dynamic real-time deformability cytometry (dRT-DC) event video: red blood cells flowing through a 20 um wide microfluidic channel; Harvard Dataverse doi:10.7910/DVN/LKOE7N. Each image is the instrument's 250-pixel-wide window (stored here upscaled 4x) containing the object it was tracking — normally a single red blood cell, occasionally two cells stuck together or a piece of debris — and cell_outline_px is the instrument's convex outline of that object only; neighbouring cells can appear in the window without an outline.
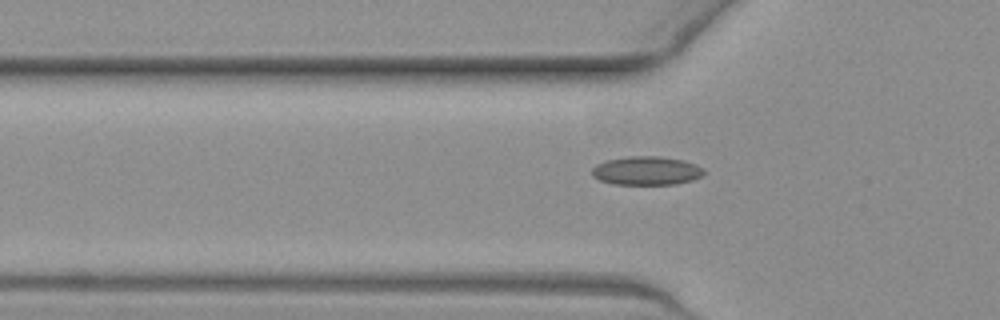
{"species": "common noctule bat (a hibernating species)", "species_latin": "Nyctalus noctula", "temperature_condition": "warm", "stored_images_in_passage": 37, "camera_frame_rate_fps": 3000, "um_per_image_px": 0.085, "animal": {"sex": "female", "body_mass_g": 19.3, "forearm_length_mm": 54.1}, "frame": {"image": 1, "passage_image": 4, "time_ms": 1.0, "image_size_px": [1000, 320], "cell_outline_px": [[704, 176], [692, 180], [676, 184], [612, 184], [600, 180], [592, 176], [592, 168], [596, 164], [604, 160], [628, 156], [656, 156], [680, 160], [696, 164], [704, 168]], "centroid_in_image_um": [54.94, 14.51], "position_along_channel_um": 70.9, "area_um2": 18.79}}
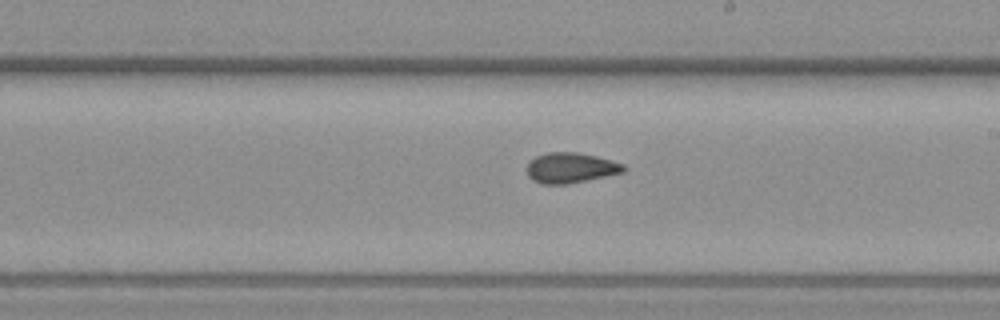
{"frame": {"image": 2, "passage_image": 17, "time_ms": 5.333, "image_size_px": [1000, 320], "cell_outline_px": [[628, 168], [624, 172], [564, 184], [544, 184], [532, 180], [528, 176], [528, 164], [536, 156], [548, 152], [576, 152], [596, 156], [612, 160], [624, 164]], "centroid_in_image_um": [48.53, 14.25], "position_along_channel_um": 240.5, "area_um2": 16.88}}
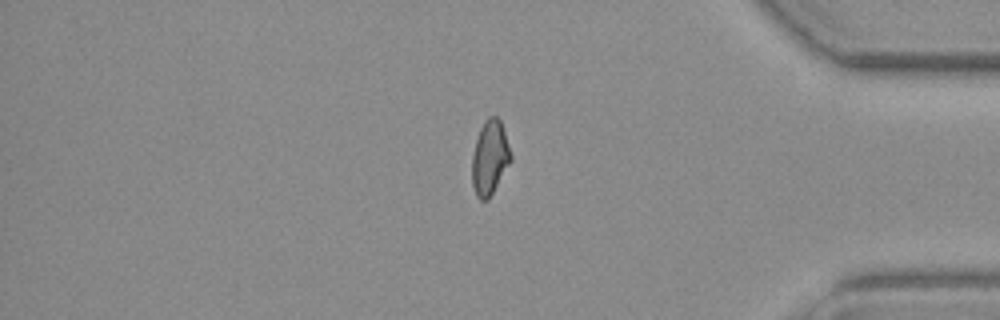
{"frame": {"image": 3, "passage_image": 31, "time_ms": 10.0, "image_size_px": [1000, 320], "cell_outline_px": [[512, 160], [488, 200], [480, 200], [476, 196], [472, 184], [472, 156], [476, 140], [480, 128], [484, 120], [488, 116], [496, 116], [500, 120], [512, 156]], "centroid_in_image_um": [41.62, 13.41], "position_along_channel_um": 393.6, "area_um2": 16.76}}